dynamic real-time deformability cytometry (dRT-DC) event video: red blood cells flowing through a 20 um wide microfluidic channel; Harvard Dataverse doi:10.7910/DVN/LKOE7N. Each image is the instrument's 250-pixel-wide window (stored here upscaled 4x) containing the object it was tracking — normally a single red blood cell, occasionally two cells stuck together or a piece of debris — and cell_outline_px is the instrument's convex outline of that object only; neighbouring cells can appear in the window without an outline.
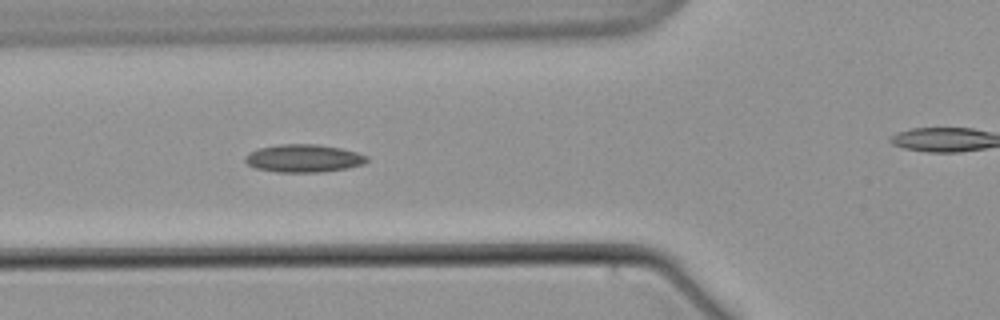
{"species": "common noctule bat (a hibernating species)", "species_latin": "Nyctalus noctula", "temperature_condition": "warm", "stored_images_in_passage": 8, "segment_of_instrument_passage": [1, 2], "camera_frame_rate_fps": 3000, "um_per_image_px": 0.085, "animal": {"sex": "male", "body_mass_g": 21.5, "forearm_length_mm": 52.0}, "frame": {"image": 1, "passage_image": 7, "time_ms": 8.0, "image_size_px": [1000, 320], "cell_outline_px": [[368, 160], [364, 164], [348, 168], [320, 172], [276, 172], [256, 168], [248, 164], [244, 160], [244, 156], [248, 152], [256, 148], [280, 144], [316, 144], [340, 148], [356, 152], [368, 156]], "centroid_in_image_um": [25.78, 13.45], "position_along_channel_um": 100.0, "area_um2": 19.88}}